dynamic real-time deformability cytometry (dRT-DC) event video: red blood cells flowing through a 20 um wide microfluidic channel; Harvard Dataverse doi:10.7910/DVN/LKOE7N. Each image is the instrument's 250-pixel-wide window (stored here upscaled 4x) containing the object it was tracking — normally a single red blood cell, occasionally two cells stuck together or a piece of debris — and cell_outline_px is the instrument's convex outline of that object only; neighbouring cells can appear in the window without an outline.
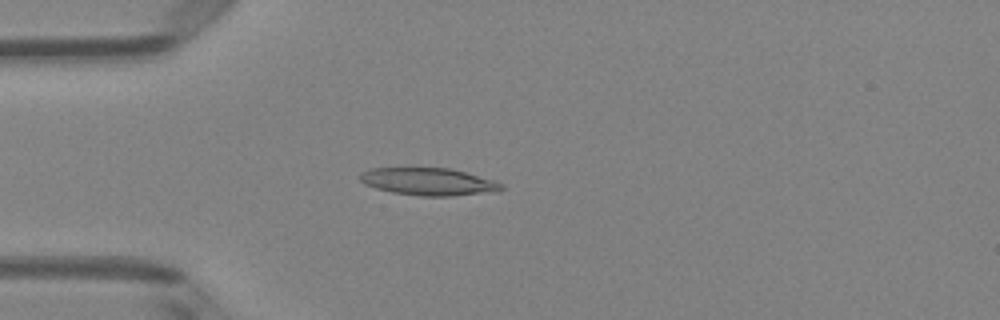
{"species": "Egyptian fruit bat (a non-hibernating species)", "species_latin": "Rousettus aegyptiacus", "temperature_condition": "room temperature", "stored_images_in_passage": 49, "camera_frame_rate_fps": 3000, "um_per_image_px": 0.085, "animal": {"sex": "female"}, "frame": {"image": 1, "passage_image": 13, "time_ms": 4.0, "image_size_px": [1000, 320], "cell_outline_px": [[504, 188], [500, 192], [452, 196], [420, 196], [392, 192], [376, 188], [364, 184], [360, 180], [360, 172], [372, 168], [452, 168], [492, 180], [504, 184]], "centroid_in_image_um": [36.46, 15.45], "position_along_channel_um": 48.5, "area_um2": 22.77}}
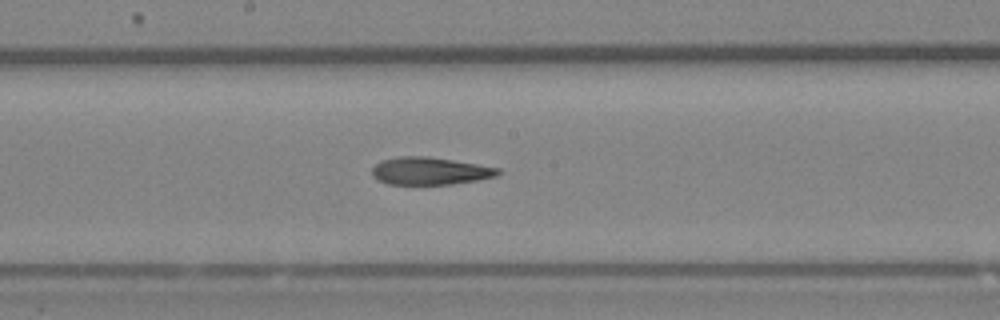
{"frame": {"image": 2, "passage_image": 26, "time_ms": 8.333, "image_size_px": [1000, 320], "cell_outline_px": [[500, 172], [496, 176], [476, 180], [452, 184], [388, 184], [376, 180], [372, 176], [372, 168], [380, 160], [396, 156], [428, 156], [500, 168]], "centroid_in_image_um": [36.48, 14.53], "position_along_channel_um": 211.7, "area_um2": 20.23}}
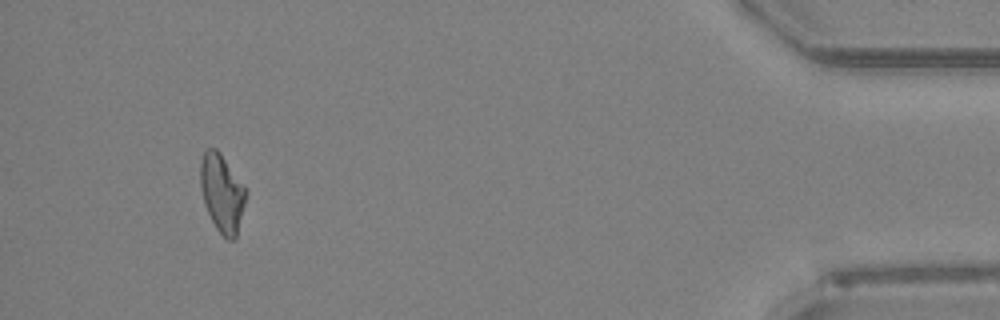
{"frame": {"image": 3, "passage_image": 46, "time_ms": 15.0, "image_size_px": [1000, 320], "cell_outline_px": [[248, 192], [236, 236], [232, 240], [228, 240], [216, 228], [204, 204], [200, 188], [200, 160], [204, 152], [208, 148], [216, 148], [220, 152], [244, 184]], "centroid_in_image_um": [18.87, 16.37], "position_along_channel_um": 416.3, "area_um2": 20.75}, "authors_computed_cell_mechanics": {"area_um2": 21.1548, "velocity_mm_per_s": 4.0908, "shape_relaxation_time_tau1_ms": 4.2928, "shape_relaxation_time_tau2_ms": 4.6434, "deformation_change_tau1": 0.1534, "deformation_change_tau2": 0.1564}}